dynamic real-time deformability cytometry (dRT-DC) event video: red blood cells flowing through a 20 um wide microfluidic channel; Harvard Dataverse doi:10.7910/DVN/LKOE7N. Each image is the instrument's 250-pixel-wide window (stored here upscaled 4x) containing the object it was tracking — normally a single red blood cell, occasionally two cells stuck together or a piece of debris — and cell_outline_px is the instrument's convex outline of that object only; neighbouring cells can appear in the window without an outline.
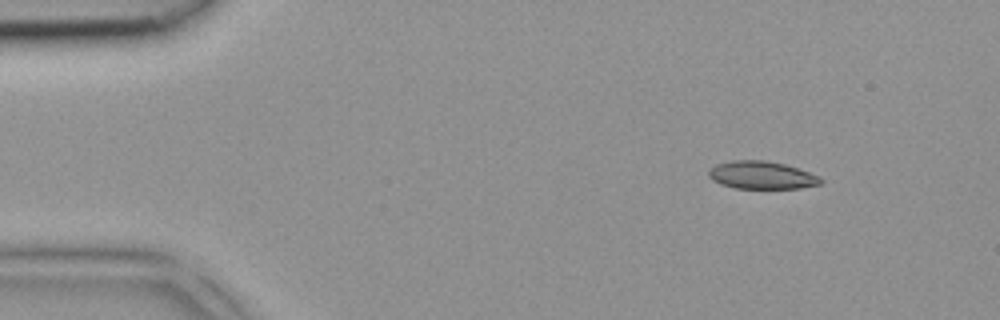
{"species": "common noctule bat (a hibernating species)", "species_latin": "Nyctalus noctula", "temperature_condition": "room temperature", "stored_images_in_passage": 4, "camera_frame_rate_fps": 3000, "um_per_image_px": 0.085, "animal": {"sex": "female", "body_mass_g": 18.4}, "frame": {"image": 1, "passage_image": 1, "time_ms": 0.0, "image_size_px": [1000, 320], "cell_outline_px": [[824, 180], [820, 184], [800, 188], [736, 188], [720, 184], [712, 180], [708, 176], [708, 172], [716, 164], [732, 160], [764, 160], [784, 164], [820, 176]], "centroid_in_image_um": [64.73, 14.89], "position_along_channel_um": 20.3, "area_um2": 18.03}}